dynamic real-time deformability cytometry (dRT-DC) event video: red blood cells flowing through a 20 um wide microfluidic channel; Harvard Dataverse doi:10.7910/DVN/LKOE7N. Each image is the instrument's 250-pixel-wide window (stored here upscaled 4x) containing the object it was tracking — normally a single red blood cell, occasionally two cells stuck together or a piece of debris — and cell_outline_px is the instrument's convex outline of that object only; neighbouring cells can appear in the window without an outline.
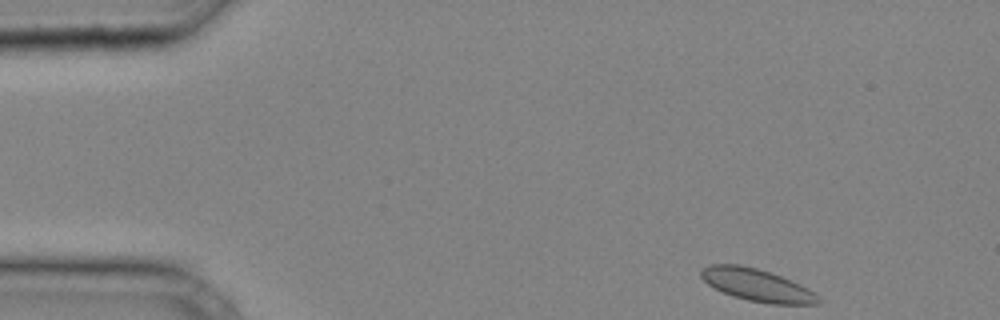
{"species": "common noctule bat (a hibernating species)", "species_latin": "Nyctalus noctula", "temperature_condition": "cold", "stored_images_in_passage": 35, "camera_frame_rate_fps": 3000, "um_per_image_px": 0.085, "animal": {"sex": "male", "body_mass_g": 20.4}, "frame": {"image": 1, "passage_image": 1, "time_ms": 0.0, "image_size_px": [1000, 320], "cell_outline_px": [[820, 304], [772, 304], [748, 300], [732, 296], [708, 284], [700, 276], [700, 272], [708, 264], [740, 264], [756, 268], [792, 280], [808, 288], [820, 296]], "centroid_in_image_um": [64.37, 24.23], "position_along_channel_um": 20.6, "area_um2": 22.02}}
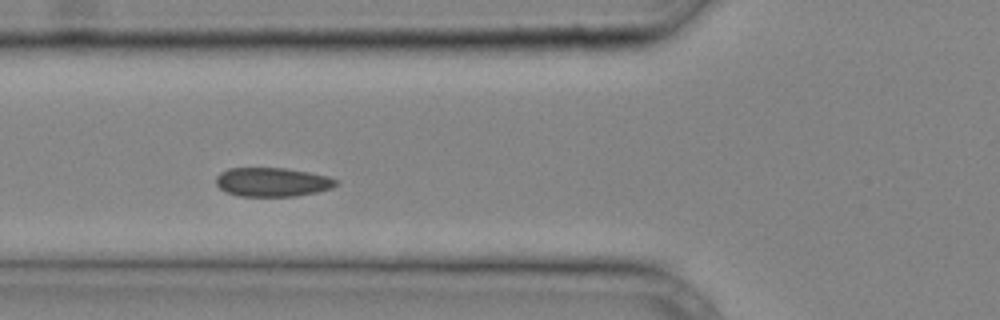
{"frame": {"image": 2, "passage_image": 11, "time_ms": 3.333, "image_size_px": [1000, 320], "cell_outline_px": [[340, 180], [332, 188], [316, 192], [296, 196], [240, 196], [224, 192], [216, 184], [216, 176], [220, 172], [228, 168], [284, 168], [308, 172], [328, 176]], "centroid_in_image_um": [23.13, 15.47], "position_along_channel_um": 102.7, "area_um2": 20.35}}
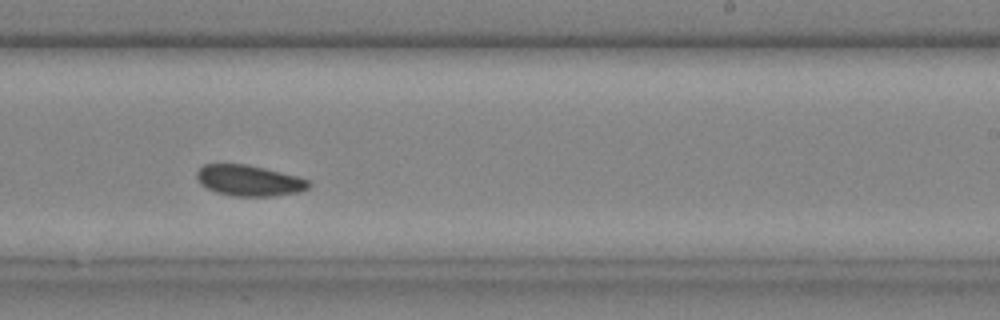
{"frame": {"image": 3, "passage_image": 21, "time_ms": 6.667, "image_size_px": [1000, 320], "cell_outline_px": [[312, 184], [308, 188], [300, 192], [272, 196], [232, 196], [216, 192], [200, 184], [196, 176], [196, 172], [204, 164], [244, 164], [264, 168], [296, 176], [308, 180]], "centroid_in_image_um": [21.17, 15.35], "position_along_channel_um": 267.8, "area_um2": 20.06}}